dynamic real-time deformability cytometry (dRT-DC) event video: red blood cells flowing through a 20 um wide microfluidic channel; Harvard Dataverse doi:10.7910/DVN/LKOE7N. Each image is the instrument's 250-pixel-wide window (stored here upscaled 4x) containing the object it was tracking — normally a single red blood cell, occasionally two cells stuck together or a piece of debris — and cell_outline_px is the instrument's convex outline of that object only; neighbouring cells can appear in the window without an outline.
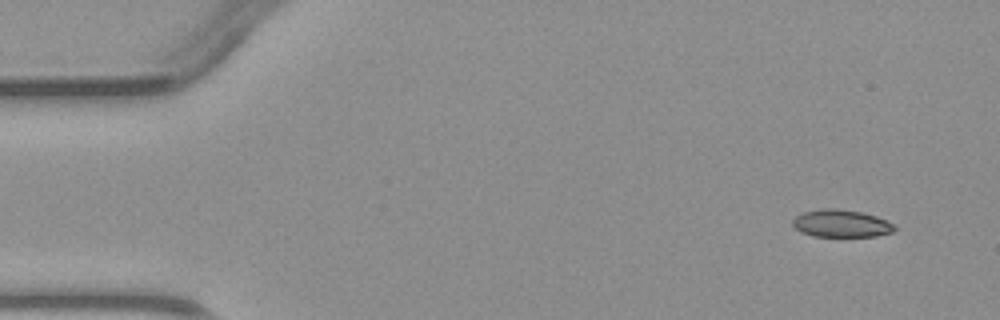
{"species": "common noctule bat (a hibernating species)", "species_latin": "Nyctalus noctula", "temperature_condition": "warm", "stored_images_in_passage": 5, "camera_frame_rate_fps": 3000, "um_per_image_px": 0.085, "animal": {"sex": "male", "body_mass_g": 23.1, "forearm_length_mm": 52.7}, "frame": {"image": 1, "passage_image": 1, "time_ms": 0.0, "image_size_px": [1000, 320], "cell_outline_px": [[896, 228], [892, 232], [876, 236], [812, 236], [800, 232], [792, 224], [792, 220], [796, 216], [804, 212], [824, 208], [836, 208], [860, 212], [876, 216], [896, 224]], "centroid_in_image_um": [71.51, 18.99], "position_along_channel_um": 13.5, "area_um2": 16.3}}
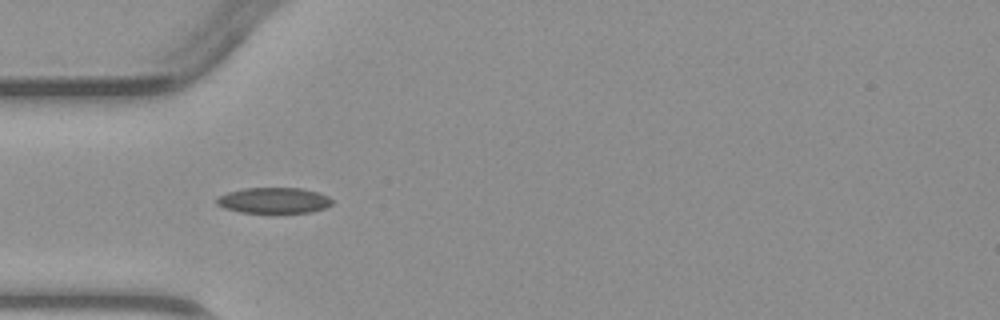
{"frame": {"image": 2, "passage_image": 4, "time_ms": 3.667, "image_size_px": [1000, 320], "cell_outline_px": [[332, 204], [324, 208], [312, 212], [240, 212], [224, 208], [216, 204], [216, 200], [220, 196], [228, 192], [244, 188], [300, 188], [316, 192], [328, 196], [332, 200]], "centroid_in_image_um": [23.27, 17.03], "position_along_channel_um": 61.7, "area_um2": 17.11}}
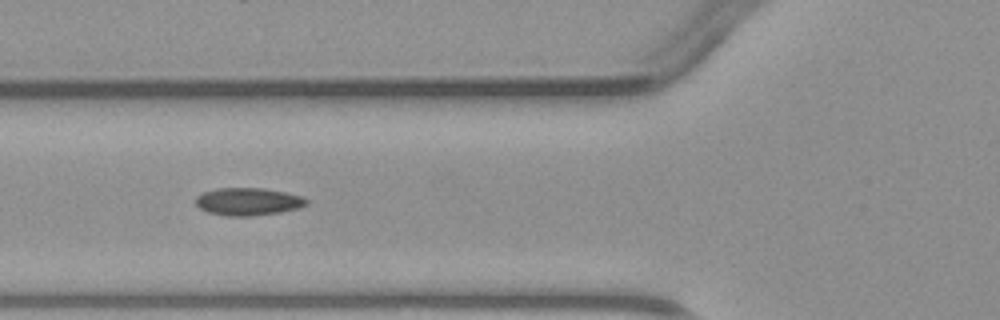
{"frame": {"image": 3, "passage_image": 5, "time_ms": 4.667, "image_size_px": [1000, 320], "cell_outline_px": [[308, 204], [296, 208], [280, 212], [252, 216], [228, 216], [208, 212], [200, 208], [196, 204], [196, 196], [204, 192], [216, 188], [264, 188], [304, 196], [308, 200]], "centroid_in_image_um": [21.09, 17.13], "position_along_channel_um": 104.7, "area_um2": 17.8}}